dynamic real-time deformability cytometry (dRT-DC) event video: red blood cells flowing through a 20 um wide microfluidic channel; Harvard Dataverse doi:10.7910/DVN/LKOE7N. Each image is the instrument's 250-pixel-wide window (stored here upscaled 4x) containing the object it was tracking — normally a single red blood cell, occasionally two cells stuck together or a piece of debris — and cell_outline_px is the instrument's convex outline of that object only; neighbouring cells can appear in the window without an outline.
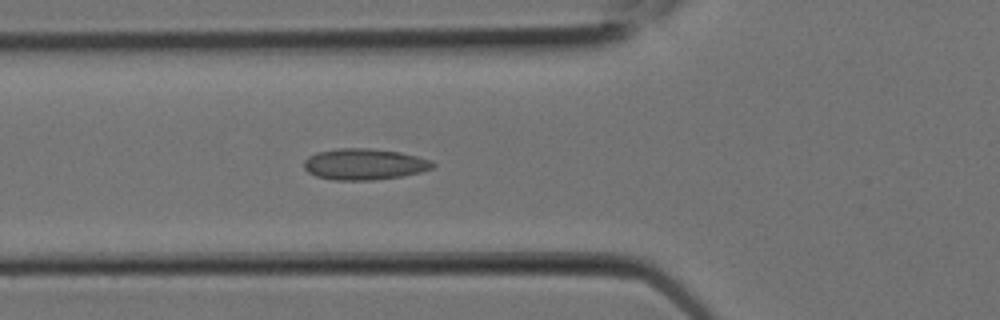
{"species": "Egyptian fruit bat (a non-hibernating species)", "species_latin": "Rousettus aegyptiacus", "temperature_condition": "room temperature", "stored_images_in_passage": 8, "camera_frame_rate_fps": 3000, "um_per_image_px": 0.085, "animal": {"sex": "female"}, "frame": {"image": 1, "passage_image": 8, "time_ms": 2.333, "image_size_px": [1000, 320], "cell_outline_px": [[436, 164], [432, 168], [420, 172], [400, 176], [372, 180], [332, 180], [316, 176], [308, 172], [304, 168], [304, 160], [308, 156], [316, 152], [340, 148], [368, 148], [400, 152], [432, 160]], "centroid_in_image_um": [30.95, 13.95], "position_along_channel_um": 94.9, "area_um2": 23.41}}